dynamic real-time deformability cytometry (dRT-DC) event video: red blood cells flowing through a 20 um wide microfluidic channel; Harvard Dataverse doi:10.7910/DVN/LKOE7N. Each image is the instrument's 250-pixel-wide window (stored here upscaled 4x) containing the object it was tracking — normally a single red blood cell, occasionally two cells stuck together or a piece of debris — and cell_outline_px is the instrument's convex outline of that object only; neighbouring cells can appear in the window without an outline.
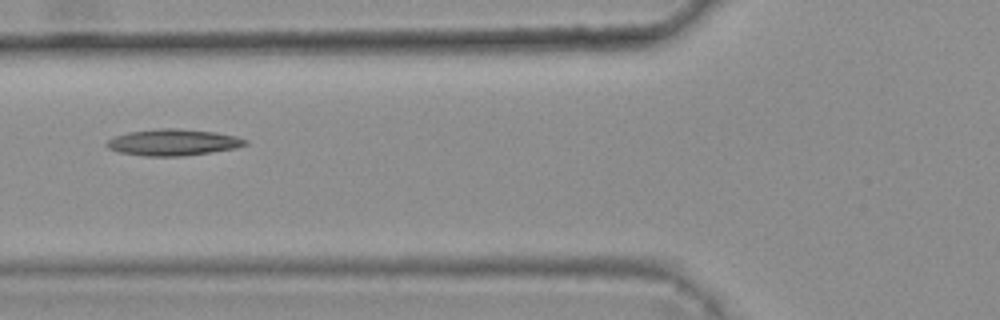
{"species": "common noctule bat (a hibernating species)", "species_latin": "Nyctalus noctula", "temperature_condition": "warm", "stored_images_in_passage": 6, "camera_frame_rate_fps": 3000, "um_per_image_px": 0.085, "animal": {"sex": "female", "body_mass_g": 25.1}, "frame": {"image": 1, "passage_image": 6, "time_ms": 1.667, "image_size_px": [1000, 320], "cell_outline_px": [[248, 144], [236, 148], [184, 156], [144, 156], [116, 152], [108, 148], [104, 144], [112, 136], [128, 132], [160, 128], [176, 128], [216, 132], [236, 136], [248, 140]], "centroid_in_image_um": [14.68, 12.1], "position_along_channel_um": 111.1, "area_um2": 21.56}}